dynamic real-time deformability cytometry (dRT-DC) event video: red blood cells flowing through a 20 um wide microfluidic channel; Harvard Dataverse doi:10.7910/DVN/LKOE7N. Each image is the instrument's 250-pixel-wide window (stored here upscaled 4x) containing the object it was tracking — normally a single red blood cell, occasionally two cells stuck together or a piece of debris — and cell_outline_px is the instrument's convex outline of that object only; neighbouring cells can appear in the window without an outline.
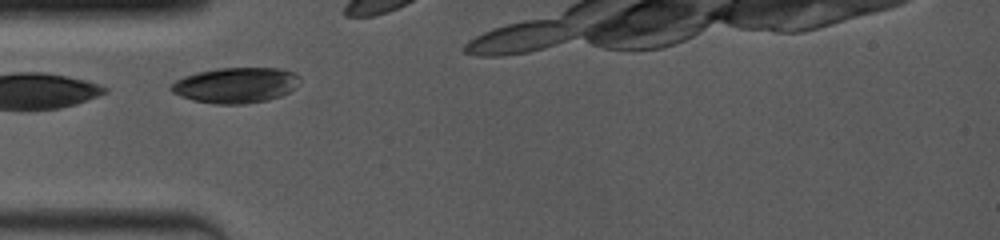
{"species": "common noctule bat (a hibernating species)", "species_latin": "Nyctalus noctula", "temperature_condition": "room temperature", "stored_images_in_passage": 7, "camera_frame_rate_fps": 4000, "um_per_image_px": 0.085, "animal": {"sex": "female", "body_mass_g": 19.0, "forearm_length_mm": 53.3}, "frame": {"image": 1, "passage_image": 1, "time_ms": 0.0, "image_size_px": [1000, 240], "cell_outline_px": [[300, 84], [296, 88], [280, 96], [268, 100], [244, 104], [216, 104], [192, 100], [180, 96], [172, 92], [168, 88], [176, 80], [184, 76], [196, 72], [216, 68], [280, 68], [292, 72], [300, 76]], "centroid_in_image_um": [20.04, 7.24], "position_along_channel_um": 65.0, "area_um2": 26.88}}